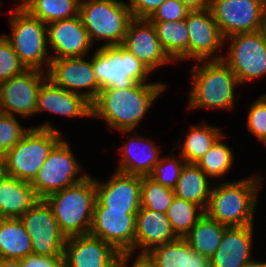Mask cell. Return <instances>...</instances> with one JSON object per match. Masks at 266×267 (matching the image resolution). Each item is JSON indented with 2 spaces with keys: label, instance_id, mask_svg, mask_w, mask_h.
<instances>
[{
  "label": "cell",
  "instance_id": "4fadbf2b",
  "mask_svg": "<svg viewBox=\"0 0 266 267\" xmlns=\"http://www.w3.org/2000/svg\"><path fill=\"white\" fill-rule=\"evenodd\" d=\"M137 212L94 207L90 234L109 243L122 254H133Z\"/></svg>",
  "mask_w": 266,
  "mask_h": 267
},
{
  "label": "cell",
  "instance_id": "5b68a950",
  "mask_svg": "<svg viewBox=\"0 0 266 267\" xmlns=\"http://www.w3.org/2000/svg\"><path fill=\"white\" fill-rule=\"evenodd\" d=\"M62 138L50 122L30 127L16 145L2 155L5 174L31 183Z\"/></svg>",
  "mask_w": 266,
  "mask_h": 267
},
{
  "label": "cell",
  "instance_id": "f35d334b",
  "mask_svg": "<svg viewBox=\"0 0 266 267\" xmlns=\"http://www.w3.org/2000/svg\"><path fill=\"white\" fill-rule=\"evenodd\" d=\"M247 111V129L262 142L266 138V94L254 100Z\"/></svg>",
  "mask_w": 266,
  "mask_h": 267
},
{
  "label": "cell",
  "instance_id": "b9f144b4",
  "mask_svg": "<svg viewBox=\"0 0 266 267\" xmlns=\"http://www.w3.org/2000/svg\"><path fill=\"white\" fill-rule=\"evenodd\" d=\"M165 0H129L132 18H149Z\"/></svg>",
  "mask_w": 266,
  "mask_h": 267
},
{
  "label": "cell",
  "instance_id": "816d5d0a",
  "mask_svg": "<svg viewBox=\"0 0 266 267\" xmlns=\"http://www.w3.org/2000/svg\"><path fill=\"white\" fill-rule=\"evenodd\" d=\"M262 143H264L265 144V146H266V138L262 141Z\"/></svg>",
  "mask_w": 266,
  "mask_h": 267
},
{
  "label": "cell",
  "instance_id": "ab89813d",
  "mask_svg": "<svg viewBox=\"0 0 266 267\" xmlns=\"http://www.w3.org/2000/svg\"><path fill=\"white\" fill-rule=\"evenodd\" d=\"M191 10L179 0H165L148 18L150 21H180Z\"/></svg>",
  "mask_w": 266,
  "mask_h": 267
},
{
  "label": "cell",
  "instance_id": "ac0fdd59",
  "mask_svg": "<svg viewBox=\"0 0 266 267\" xmlns=\"http://www.w3.org/2000/svg\"><path fill=\"white\" fill-rule=\"evenodd\" d=\"M122 46L151 73L166 63H173L161 46L153 23L147 18L131 19Z\"/></svg>",
  "mask_w": 266,
  "mask_h": 267
},
{
  "label": "cell",
  "instance_id": "8d00e7d4",
  "mask_svg": "<svg viewBox=\"0 0 266 267\" xmlns=\"http://www.w3.org/2000/svg\"><path fill=\"white\" fill-rule=\"evenodd\" d=\"M29 129L23 128L15 115L0 112V155L12 149Z\"/></svg>",
  "mask_w": 266,
  "mask_h": 267
},
{
  "label": "cell",
  "instance_id": "277c9868",
  "mask_svg": "<svg viewBox=\"0 0 266 267\" xmlns=\"http://www.w3.org/2000/svg\"><path fill=\"white\" fill-rule=\"evenodd\" d=\"M57 219L61 232L68 237L90 234L96 203L95 179L82 181L44 198Z\"/></svg>",
  "mask_w": 266,
  "mask_h": 267
},
{
  "label": "cell",
  "instance_id": "d4e9b609",
  "mask_svg": "<svg viewBox=\"0 0 266 267\" xmlns=\"http://www.w3.org/2000/svg\"><path fill=\"white\" fill-rule=\"evenodd\" d=\"M39 199L30 182L6 174L0 180V218H20Z\"/></svg>",
  "mask_w": 266,
  "mask_h": 267
},
{
  "label": "cell",
  "instance_id": "d6986e66",
  "mask_svg": "<svg viewBox=\"0 0 266 267\" xmlns=\"http://www.w3.org/2000/svg\"><path fill=\"white\" fill-rule=\"evenodd\" d=\"M47 43L55 55L51 59L85 57L92 48L79 15L46 24Z\"/></svg>",
  "mask_w": 266,
  "mask_h": 267
},
{
  "label": "cell",
  "instance_id": "5bb4252c",
  "mask_svg": "<svg viewBox=\"0 0 266 267\" xmlns=\"http://www.w3.org/2000/svg\"><path fill=\"white\" fill-rule=\"evenodd\" d=\"M46 79L47 73L26 69L22 74L1 82L0 112L23 118L36 115L38 91Z\"/></svg>",
  "mask_w": 266,
  "mask_h": 267
},
{
  "label": "cell",
  "instance_id": "7c38bea8",
  "mask_svg": "<svg viewBox=\"0 0 266 267\" xmlns=\"http://www.w3.org/2000/svg\"><path fill=\"white\" fill-rule=\"evenodd\" d=\"M20 219L30 236L33 254L63 255L66 236L44 199H39Z\"/></svg>",
  "mask_w": 266,
  "mask_h": 267
},
{
  "label": "cell",
  "instance_id": "ee69618b",
  "mask_svg": "<svg viewBox=\"0 0 266 267\" xmlns=\"http://www.w3.org/2000/svg\"><path fill=\"white\" fill-rule=\"evenodd\" d=\"M191 11L193 10H205L210 7V0H179Z\"/></svg>",
  "mask_w": 266,
  "mask_h": 267
},
{
  "label": "cell",
  "instance_id": "484cf974",
  "mask_svg": "<svg viewBox=\"0 0 266 267\" xmlns=\"http://www.w3.org/2000/svg\"><path fill=\"white\" fill-rule=\"evenodd\" d=\"M145 256L154 267H211L210 258L194 252L185 238L154 247Z\"/></svg>",
  "mask_w": 266,
  "mask_h": 267
},
{
  "label": "cell",
  "instance_id": "681fc988",
  "mask_svg": "<svg viewBox=\"0 0 266 267\" xmlns=\"http://www.w3.org/2000/svg\"><path fill=\"white\" fill-rule=\"evenodd\" d=\"M14 2L16 1L17 2V6L18 5H21L23 2H25L26 0H13ZM18 2H20V3H18Z\"/></svg>",
  "mask_w": 266,
  "mask_h": 267
},
{
  "label": "cell",
  "instance_id": "f6af8a7d",
  "mask_svg": "<svg viewBox=\"0 0 266 267\" xmlns=\"http://www.w3.org/2000/svg\"><path fill=\"white\" fill-rule=\"evenodd\" d=\"M0 267H22L21 259L0 258Z\"/></svg>",
  "mask_w": 266,
  "mask_h": 267
},
{
  "label": "cell",
  "instance_id": "4dcf8cb0",
  "mask_svg": "<svg viewBox=\"0 0 266 267\" xmlns=\"http://www.w3.org/2000/svg\"><path fill=\"white\" fill-rule=\"evenodd\" d=\"M221 129L201 122L198 126H192L188 131L184 142L178 144L181 148L180 156L187 163H197L206 152L222 137Z\"/></svg>",
  "mask_w": 266,
  "mask_h": 267
},
{
  "label": "cell",
  "instance_id": "1f68e13d",
  "mask_svg": "<svg viewBox=\"0 0 266 267\" xmlns=\"http://www.w3.org/2000/svg\"><path fill=\"white\" fill-rule=\"evenodd\" d=\"M80 0H26L20 6L45 24L79 15Z\"/></svg>",
  "mask_w": 266,
  "mask_h": 267
},
{
  "label": "cell",
  "instance_id": "e0dca14e",
  "mask_svg": "<svg viewBox=\"0 0 266 267\" xmlns=\"http://www.w3.org/2000/svg\"><path fill=\"white\" fill-rule=\"evenodd\" d=\"M65 267H118L122 253L91 234L66 238Z\"/></svg>",
  "mask_w": 266,
  "mask_h": 267
},
{
  "label": "cell",
  "instance_id": "f907efd6",
  "mask_svg": "<svg viewBox=\"0 0 266 267\" xmlns=\"http://www.w3.org/2000/svg\"><path fill=\"white\" fill-rule=\"evenodd\" d=\"M262 267H266V262L261 261Z\"/></svg>",
  "mask_w": 266,
  "mask_h": 267
},
{
  "label": "cell",
  "instance_id": "cb8c5ba5",
  "mask_svg": "<svg viewBox=\"0 0 266 267\" xmlns=\"http://www.w3.org/2000/svg\"><path fill=\"white\" fill-rule=\"evenodd\" d=\"M133 135L130 134L128 142L120 148L122 158L116 170L129 175L149 176L161 158L160 146L149 138Z\"/></svg>",
  "mask_w": 266,
  "mask_h": 267
},
{
  "label": "cell",
  "instance_id": "8992f818",
  "mask_svg": "<svg viewBox=\"0 0 266 267\" xmlns=\"http://www.w3.org/2000/svg\"><path fill=\"white\" fill-rule=\"evenodd\" d=\"M9 23L12 34H4V37L15 50L20 62L26 69L47 72L51 56L48 54L46 24L20 5L11 10Z\"/></svg>",
  "mask_w": 266,
  "mask_h": 267
},
{
  "label": "cell",
  "instance_id": "e575fe53",
  "mask_svg": "<svg viewBox=\"0 0 266 267\" xmlns=\"http://www.w3.org/2000/svg\"><path fill=\"white\" fill-rule=\"evenodd\" d=\"M175 197L172 188L157 183L149 176H142L141 207L166 213Z\"/></svg>",
  "mask_w": 266,
  "mask_h": 267
},
{
  "label": "cell",
  "instance_id": "2e32d148",
  "mask_svg": "<svg viewBox=\"0 0 266 267\" xmlns=\"http://www.w3.org/2000/svg\"><path fill=\"white\" fill-rule=\"evenodd\" d=\"M186 25L189 36L188 60H219L223 58V55L220 53L216 55V52L223 49L225 38L210 9L190 11L186 17Z\"/></svg>",
  "mask_w": 266,
  "mask_h": 267
},
{
  "label": "cell",
  "instance_id": "44dd1931",
  "mask_svg": "<svg viewBox=\"0 0 266 267\" xmlns=\"http://www.w3.org/2000/svg\"><path fill=\"white\" fill-rule=\"evenodd\" d=\"M253 227H227L220 246L210 257L211 267H245L253 262Z\"/></svg>",
  "mask_w": 266,
  "mask_h": 267
},
{
  "label": "cell",
  "instance_id": "603a6c76",
  "mask_svg": "<svg viewBox=\"0 0 266 267\" xmlns=\"http://www.w3.org/2000/svg\"><path fill=\"white\" fill-rule=\"evenodd\" d=\"M135 250L145 255L154 247L169 243L178 237L174 233L166 213L140 207L136 214Z\"/></svg>",
  "mask_w": 266,
  "mask_h": 267
},
{
  "label": "cell",
  "instance_id": "8fae6325",
  "mask_svg": "<svg viewBox=\"0 0 266 267\" xmlns=\"http://www.w3.org/2000/svg\"><path fill=\"white\" fill-rule=\"evenodd\" d=\"M209 9L224 38L261 31L266 20V0H210Z\"/></svg>",
  "mask_w": 266,
  "mask_h": 267
},
{
  "label": "cell",
  "instance_id": "6da1fadb",
  "mask_svg": "<svg viewBox=\"0 0 266 267\" xmlns=\"http://www.w3.org/2000/svg\"><path fill=\"white\" fill-rule=\"evenodd\" d=\"M162 82L135 83L124 89H103L91 104L92 118L103 119L122 133L135 131L155 99L166 90ZM138 124V125H137Z\"/></svg>",
  "mask_w": 266,
  "mask_h": 267
},
{
  "label": "cell",
  "instance_id": "bcb514c9",
  "mask_svg": "<svg viewBox=\"0 0 266 267\" xmlns=\"http://www.w3.org/2000/svg\"><path fill=\"white\" fill-rule=\"evenodd\" d=\"M4 175H5L4 164L2 155H0V180L3 178Z\"/></svg>",
  "mask_w": 266,
  "mask_h": 267
},
{
  "label": "cell",
  "instance_id": "4316f807",
  "mask_svg": "<svg viewBox=\"0 0 266 267\" xmlns=\"http://www.w3.org/2000/svg\"><path fill=\"white\" fill-rule=\"evenodd\" d=\"M207 177L195 163H186L173 188L175 196L192 202L205 211L212 188Z\"/></svg>",
  "mask_w": 266,
  "mask_h": 267
},
{
  "label": "cell",
  "instance_id": "d590c367",
  "mask_svg": "<svg viewBox=\"0 0 266 267\" xmlns=\"http://www.w3.org/2000/svg\"><path fill=\"white\" fill-rule=\"evenodd\" d=\"M186 163L187 162L180 156V154L177 157L172 154L171 157L168 155V157L160 158L149 177L157 183L173 189L176 186Z\"/></svg>",
  "mask_w": 266,
  "mask_h": 267
},
{
  "label": "cell",
  "instance_id": "74e56055",
  "mask_svg": "<svg viewBox=\"0 0 266 267\" xmlns=\"http://www.w3.org/2000/svg\"><path fill=\"white\" fill-rule=\"evenodd\" d=\"M26 70L9 41L0 35V83Z\"/></svg>",
  "mask_w": 266,
  "mask_h": 267
},
{
  "label": "cell",
  "instance_id": "c3c4849f",
  "mask_svg": "<svg viewBox=\"0 0 266 267\" xmlns=\"http://www.w3.org/2000/svg\"><path fill=\"white\" fill-rule=\"evenodd\" d=\"M261 31L263 32L265 39H266V20H265V23H264Z\"/></svg>",
  "mask_w": 266,
  "mask_h": 267
},
{
  "label": "cell",
  "instance_id": "ffe728a7",
  "mask_svg": "<svg viewBox=\"0 0 266 267\" xmlns=\"http://www.w3.org/2000/svg\"><path fill=\"white\" fill-rule=\"evenodd\" d=\"M96 203L94 207L117 210H139L141 207L142 177L116 171L109 180H96Z\"/></svg>",
  "mask_w": 266,
  "mask_h": 267
},
{
  "label": "cell",
  "instance_id": "7bdbcfd3",
  "mask_svg": "<svg viewBox=\"0 0 266 267\" xmlns=\"http://www.w3.org/2000/svg\"><path fill=\"white\" fill-rule=\"evenodd\" d=\"M133 254H122L118 267H130L129 262L132 259ZM135 260L131 267H154L153 264L146 258L145 255H137L135 256Z\"/></svg>",
  "mask_w": 266,
  "mask_h": 267
},
{
  "label": "cell",
  "instance_id": "d6a6232c",
  "mask_svg": "<svg viewBox=\"0 0 266 267\" xmlns=\"http://www.w3.org/2000/svg\"><path fill=\"white\" fill-rule=\"evenodd\" d=\"M203 214L204 211L198 205L176 196L166 212L171 227L179 238H184Z\"/></svg>",
  "mask_w": 266,
  "mask_h": 267
},
{
  "label": "cell",
  "instance_id": "f1b7e54d",
  "mask_svg": "<svg viewBox=\"0 0 266 267\" xmlns=\"http://www.w3.org/2000/svg\"><path fill=\"white\" fill-rule=\"evenodd\" d=\"M158 39L169 58L175 61H188L189 36L186 18L180 21H151Z\"/></svg>",
  "mask_w": 266,
  "mask_h": 267
},
{
  "label": "cell",
  "instance_id": "7402d4cb",
  "mask_svg": "<svg viewBox=\"0 0 266 267\" xmlns=\"http://www.w3.org/2000/svg\"><path fill=\"white\" fill-rule=\"evenodd\" d=\"M43 111L67 117H92L91 103L81 95L54 85L48 78L37 95L36 114Z\"/></svg>",
  "mask_w": 266,
  "mask_h": 267
},
{
  "label": "cell",
  "instance_id": "83f0119b",
  "mask_svg": "<svg viewBox=\"0 0 266 267\" xmlns=\"http://www.w3.org/2000/svg\"><path fill=\"white\" fill-rule=\"evenodd\" d=\"M32 254L31 239L20 218H0V258L24 259Z\"/></svg>",
  "mask_w": 266,
  "mask_h": 267
},
{
  "label": "cell",
  "instance_id": "ba28073f",
  "mask_svg": "<svg viewBox=\"0 0 266 267\" xmlns=\"http://www.w3.org/2000/svg\"><path fill=\"white\" fill-rule=\"evenodd\" d=\"M91 60L100 90L124 89L135 83H147L151 73L122 45L99 46Z\"/></svg>",
  "mask_w": 266,
  "mask_h": 267
},
{
  "label": "cell",
  "instance_id": "7a4b0ae2",
  "mask_svg": "<svg viewBox=\"0 0 266 267\" xmlns=\"http://www.w3.org/2000/svg\"><path fill=\"white\" fill-rule=\"evenodd\" d=\"M262 180L263 177L258 174L234 182L213 183L215 187L211 188L204 213L227 227L254 225Z\"/></svg>",
  "mask_w": 266,
  "mask_h": 267
},
{
  "label": "cell",
  "instance_id": "30bf717a",
  "mask_svg": "<svg viewBox=\"0 0 266 267\" xmlns=\"http://www.w3.org/2000/svg\"><path fill=\"white\" fill-rule=\"evenodd\" d=\"M225 40L230 45L222 60L241 85L266 75V39L262 31L237 33Z\"/></svg>",
  "mask_w": 266,
  "mask_h": 267
},
{
  "label": "cell",
  "instance_id": "52a82bcc",
  "mask_svg": "<svg viewBox=\"0 0 266 267\" xmlns=\"http://www.w3.org/2000/svg\"><path fill=\"white\" fill-rule=\"evenodd\" d=\"M79 16L92 44L122 45L132 19L129 4L121 0H80Z\"/></svg>",
  "mask_w": 266,
  "mask_h": 267
},
{
  "label": "cell",
  "instance_id": "f546056e",
  "mask_svg": "<svg viewBox=\"0 0 266 267\" xmlns=\"http://www.w3.org/2000/svg\"><path fill=\"white\" fill-rule=\"evenodd\" d=\"M226 228L204 213L184 238L194 252L210 258L220 246Z\"/></svg>",
  "mask_w": 266,
  "mask_h": 267
},
{
  "label": "cell",
  "instance_id": "3957f363",
  "mask_svg": "<svg viewBox=\"0 0 266 267\" xmlns=\"http://www.w3.org/2000/svg\"><path fill=\"white\" fill-rule=\"evenodd\" d=\"M192 85L188 108L234 109V87L241 85L235 73L222 60H201L191 69Z\"/></svg>",
  "mask_w": 266,
  "mask_h": 267
},
{
  "label": "cell",
  "instance_id": "9c48e42d",
  "mask_svg": "<svg viewBox=\"0 0 266 267\" xmlns=\"http://www.w3.org/2000/svg\"><path fill=\"white\" fill-rule=\"evenodd\" d=\"M68 141L63 138L50 151L48 158L31 182L37 196L44 199L49 194L72 186L87 177L72 153ZM80 171V172H79Z\"/></svg>",
  "mask_w": 266,
  "mask_h": 267
},
{
  "label": "cell",
  "instance_id": "7dc6e473",
  "mask_svg": "<svg viewBox=\"0 0 266 267\" xmlns=\"http://www.w3.org/2000/svg\"><path fill=\"white\" fill-rule=\"evenodd\" d=\"M245 267H262L261 261L254 259L253 262L247 264Z\"/></svg>",
  "mask_w": 266,
  "mask_h": 267
},
{
  "label": "cell",
  "instance_id": "60d3db41",
  "mask_svg": "<svg viewBox=\"0 0 266 267\" xmlns=\"http://www.w3.org/2000/svg\"><path fill=\"white\" fill-rule=\"evenodd\" d=\"M22 267H65L64 255L43 256L30 254L21 259Z\"/></svg>",
  "mask_w": 266,
  "mask_h": 267
},
{
  "label": "cell",
  "instance_id": "836d02e7",
  "mask_svg": "<svg viewBox=\"0 0 266 267\" xmlns=\"http://www.w3.org/2000/svg\"><path fill=\"white\" fill-rule=\"evenodd\" d=\"M220 137L218 141L206 152V154L196 163V165L208 176L211 180L220 178L227 174L233 165L234 154L232 148ZM222 141V142H221Z\"/></svg>",
  "mask_w": 266,
  "mask_h": 267
},
{
  "label": "cell",
  "instance_id": "9a60e30c",
  "mask_svg": "<svg viewBox=\"0 0 266 267\" xmlns=\"http://www.w3.org/2000/svg\"><path fill=\"white\" fill-rule=\"evenodd\" d=\"M47 78L56 86L81 95L91 104L100 92L92 60L84 57L51 59ZM86 90L81 91V90ZM88 90V91H87Z\"/></svg>",
  "mask_w": 266,
  "mask_h": 267
}]
</instances>
